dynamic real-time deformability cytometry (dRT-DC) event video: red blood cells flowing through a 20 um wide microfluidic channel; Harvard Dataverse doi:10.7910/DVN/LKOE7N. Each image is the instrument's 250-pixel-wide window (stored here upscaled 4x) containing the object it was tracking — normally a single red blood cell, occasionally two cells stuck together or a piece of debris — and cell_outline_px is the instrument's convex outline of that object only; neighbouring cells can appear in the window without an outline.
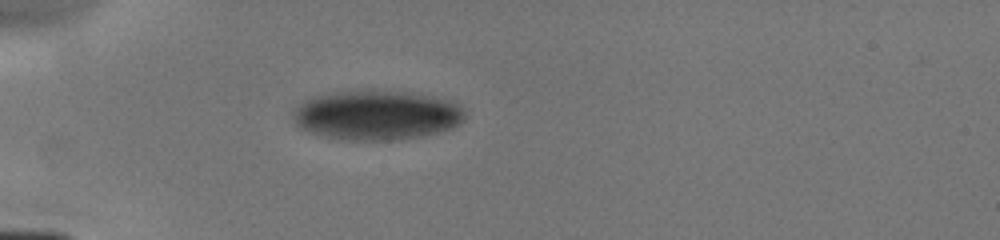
{"species": "human", "species_latin": "Homo sapiens", "temperature_condition": "cold", "stored_images_in_passage": 6, "camera_frame_rate_fps": 3000, "um_per_image_px": 0.085, "donor": {"sex": "male"}, "frame": {"image": 1, "passage_image": 5, "time_ms": 4.333, "image_size_px": [1000, 240], "cell_outline_px": [[464, 120], [460, 124], [452, 128], [420, 136], [396, 140], [344, 140], [324, 136], [300, 128], [296, 124], [292, 116], [292, 112], [304, 100], [312, 96], [332, 92], [368, 88], [372, 88], [408, 92], [452, 100], [460, 104], [464, 108]], "centroid_in_image_um": [32.02, 9.75], "position_along_channel_um": 53.0, "area_um2": 50.52}}